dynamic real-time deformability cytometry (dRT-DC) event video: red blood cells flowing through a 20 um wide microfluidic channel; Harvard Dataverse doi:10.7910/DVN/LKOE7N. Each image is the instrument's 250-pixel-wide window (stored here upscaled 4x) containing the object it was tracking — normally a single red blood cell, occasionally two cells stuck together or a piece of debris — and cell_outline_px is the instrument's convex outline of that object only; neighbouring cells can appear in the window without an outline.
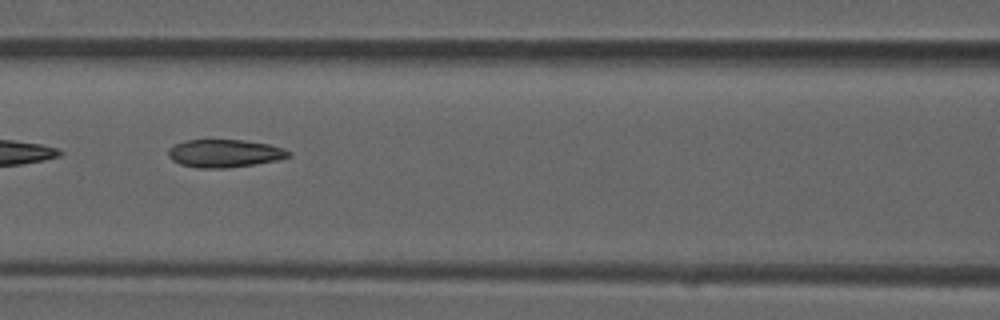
{"species": "common noctule bat (a hibernating species)", "species_latin": "Nyctalus noctula", "temperature_condition": "room temperature", "stored_images_in_passage": 7, "camera_frame_rate_fps": 3000, "um_per_image_px": 0.085, "animal": {"sex": "male", "forearm_length_mm": 52.5}, "frame": {"image": 1, "passage_image": 7, "time_ms": 2.0, "image_size_px": [1000, 320], "cell_outline_px": [[292, 156], [276, 160], [256, 164], [228, 168], [196, 168], [180, 164], [172, 160], [168, 156], [168, 148], [184, 140], [244, 140], [268, 144], [284, 148]], "centroid_in_image_um": [19.06, 13.04], "position_along_channel_um": 147.5, "area_um2": 19.59}}